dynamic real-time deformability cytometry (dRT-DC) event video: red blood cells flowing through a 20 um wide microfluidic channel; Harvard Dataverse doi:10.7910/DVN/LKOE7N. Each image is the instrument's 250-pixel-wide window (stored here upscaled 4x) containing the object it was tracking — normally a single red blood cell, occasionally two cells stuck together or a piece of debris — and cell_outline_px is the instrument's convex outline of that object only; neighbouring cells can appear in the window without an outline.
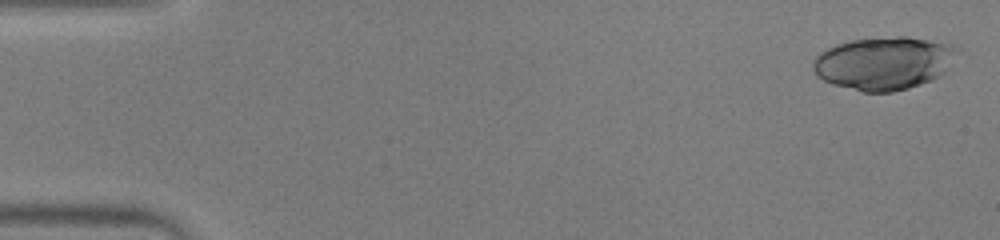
{"species": "human", "species_latin": "Homo sapiens", "temperature_condition": "warm", "stored_images_in_passage": 48, "camera_frame_rate_fps": 3000, "um_per_image_px": 0.085, "donor": {"sex": "male"}, "frame": {"image": 1, "passage_image": 1, "time_ms": 0.0, "image_size_px": [1000, 240], "cell_outline_px": [[960, 52], [944, 72], [940, 76], [932, 80], [908, 88], [892, 92], [864, 92], [832, 84], [816, 76], [812, 68], [812, 64], [816, 56], [820, 52], [836, 44], [852, 40], [896, 36], [908, 36], [952, 44], [960, 48]], "centroid_in_image_um": [75.15, 5.36], "position_along_channel_um": 9.8, "area_um2": 44.8}}
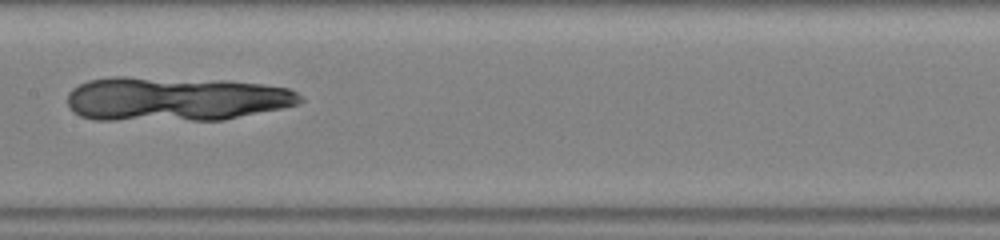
{"frame": {"image": 2, "passage_image": 26, "time_ms": 8.333, "image_size_px": [1000, 240], "cell_outline_px": [[304, 100], [300, 104], [224, 120], [96, 120], [80, 116], [72, 112], [68, 108], [68, 92], [72, 88], [88, 80], [112, 76], [124, 76], [228, 80], [264, 84], [288, 88], [296, 92]], "centroid_in_image_um": [14.89, 8.4], "position_along_channel_um": 192.5, "area_um2": 60.81}}
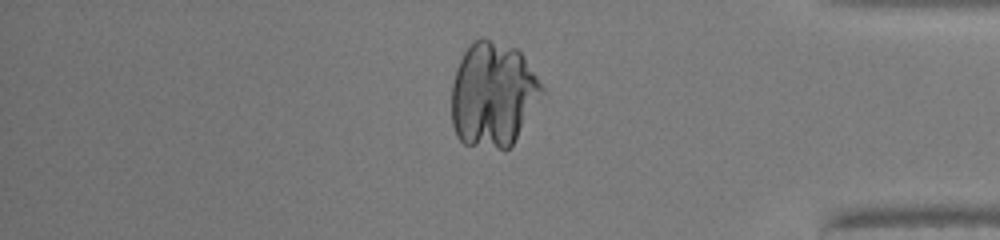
{"frame": {"image": 3, "passage_image": 43, "time_ms": 14.0, "image_size_px": [1000, 240], "cell_outline_px": [[544, 92], [512, 144], [508, 148], [496, 148], [464, 144], [456, 136], [452, 124], [452, 84], [456, 68], [464, 52], [480, 36], [516, 48], [524, 56], [544, 88]], "centroid_in_image_um": [41.89, 8.02], "position_along_channel_um": 393.3, "area_um2": 54.85}}